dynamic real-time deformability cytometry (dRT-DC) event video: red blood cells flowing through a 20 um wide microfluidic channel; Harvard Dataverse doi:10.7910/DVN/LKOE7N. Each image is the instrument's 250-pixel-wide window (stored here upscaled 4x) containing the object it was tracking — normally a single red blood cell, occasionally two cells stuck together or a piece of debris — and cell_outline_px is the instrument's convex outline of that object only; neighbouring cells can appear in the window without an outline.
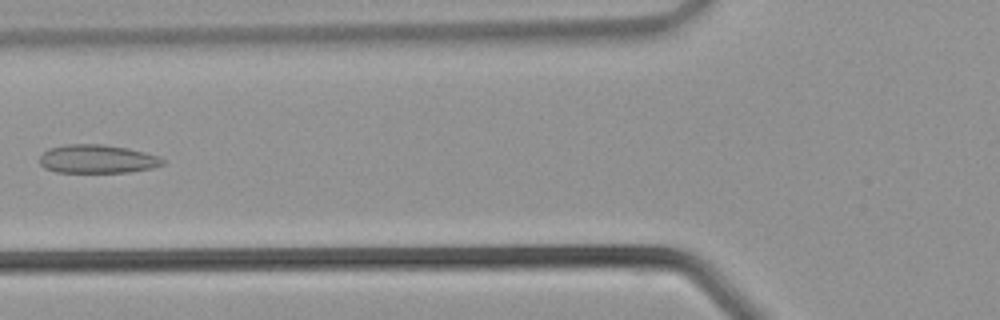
{"species": "common noctule bat (a hibernating species)", "species_latin": "Nyctalus noctula", "temperature_condition": "warm", "stored_images_in_passage": 32, "camera_frame_rate_fps": 3000, "um_per_image_px": 0.085, "animal": {"sex": "male", "body_mass_g": 21.5, "forearm_length_mm": 52.0}, "frame": {"image": 1, "passage_image": 13, "time_ms": 4.0, "image_size_px": [1000, 320], "cell_outline_px": [[164, 164], [152, 168], [132, 172], [56, 172], [44, 168], [40, 164], [40, 156], [48, 148], [64, 144], [104, 144], [128, 148], [160, 156], [164, 160]], "centroid_in_image_um": [8.27, 13.51], "position_along_channel_um": 117.5, "area_um2": 20.63}}
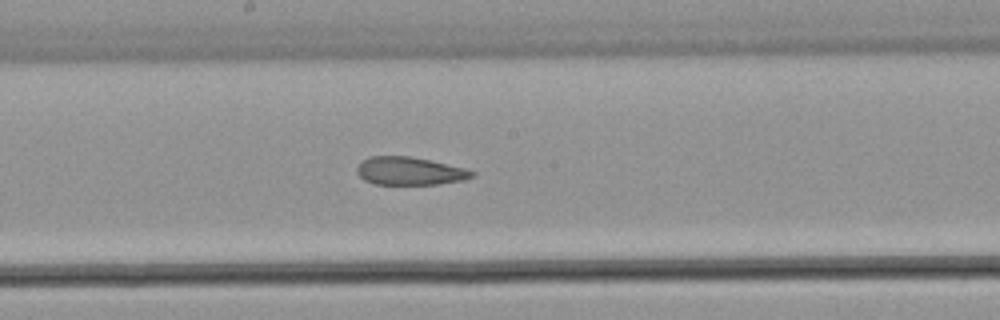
{"frame": {"image": 2, "passage_image": 18, "time_ms": 5.667, "image_size_px": [1000, 320], "cell_outline_px": [[476, 176], [464, 180], [440, 184], [372, 184], [364, 180], [356, 172], [356, 168], [368, 156], [408, 156], [428, 160], [464, 168], [476, 172]], "centroid_in_image_um": [34.83, 14.55], "position_along_channel_um": 213.4, "area_um2": 18.73}}
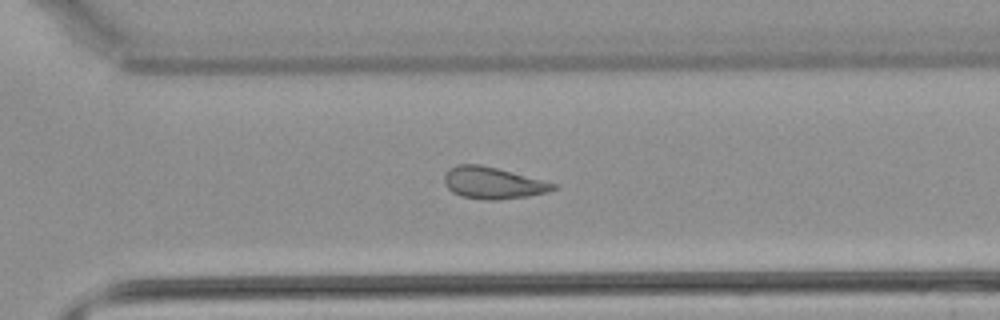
{"frame": {"image": 3, "passage_image": 24, "time_ms": 7.667, "image_size_px": [1000, 320], "cell_outline_px": [[556, 188], [548, 192], [528, 196], [496, 200], [484, 200], [460, 196], [452, 192], [444, 184], [444, 176], [448, 168], [456, 164], [480, 164], [496, 168], [556, 184]], "centroid_in_image_um": [41.83, 15.55], "position_along_channel_um": 328.8, "area_um2": 20.06}}